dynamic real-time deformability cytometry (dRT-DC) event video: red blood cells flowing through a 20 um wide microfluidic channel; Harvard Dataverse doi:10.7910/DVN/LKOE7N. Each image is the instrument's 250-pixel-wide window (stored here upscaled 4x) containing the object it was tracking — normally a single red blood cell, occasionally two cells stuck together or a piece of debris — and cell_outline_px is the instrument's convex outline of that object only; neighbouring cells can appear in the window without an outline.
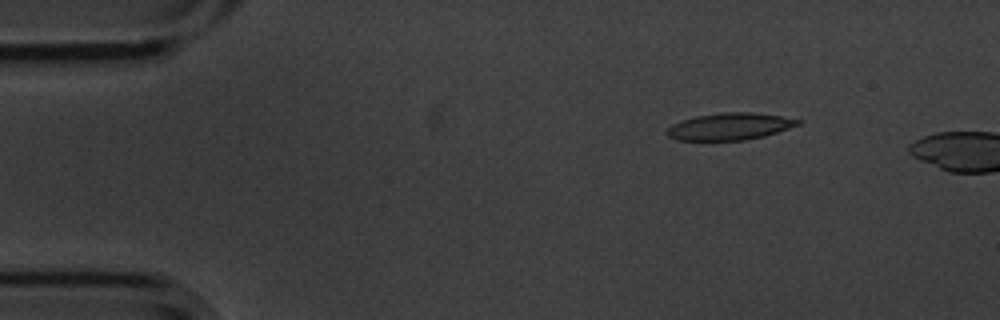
{"species": "common noctule bat (a hibernating species)", "species_latin": "Nyctalus noctula", "temperature_condition": "cold", "stored_images_in_passage": 4, "camera_frame_rate_fps": 3000, "um_per_image_px": 0.085, "animal": {"sex": "male", "body_mass_g": 20.1, "forearm_length_mm": 53.5}, "frame": {"image": 1, "passage_image": 3, "time_ms": 0.667, "image_size_px": [1000, 320], "cell_outline_px": [[800, 124], [764, 136], [744, 140], [680, 140], [668, 136], [664, 132], [672, 124], [680, 120], [696, 116], [724, 112], [752, 112], [780, 116], [800, 120]], "centroid_in_image_um": [61.98, 10.74], "position_along_channel_um": 23.0, "area_um2": 20.4}}